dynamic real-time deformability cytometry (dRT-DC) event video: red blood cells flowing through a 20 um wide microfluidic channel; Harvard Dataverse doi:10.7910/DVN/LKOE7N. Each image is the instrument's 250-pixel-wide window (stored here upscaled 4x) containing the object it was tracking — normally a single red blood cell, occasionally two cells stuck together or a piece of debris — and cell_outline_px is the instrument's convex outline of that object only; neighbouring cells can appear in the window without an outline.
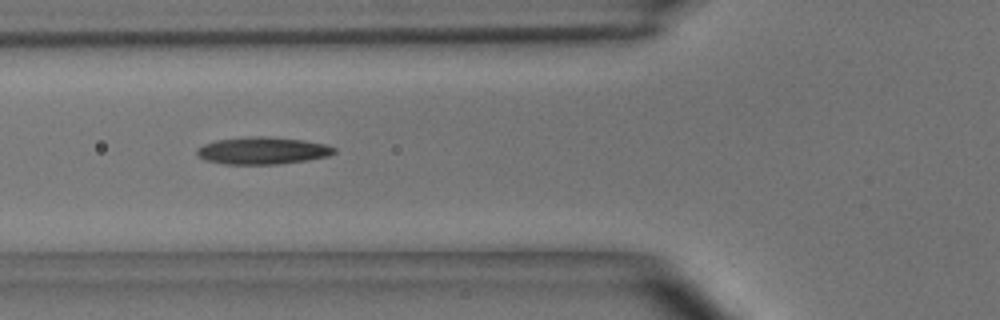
{"species": "common noctule bat (a hibernating species)", "species_latin": "Nyctalus noctula", "temperature_condition": "room temperature", "stored_images_in_passage": 8, "camera_frame_rate_fps": 3000, "um_per_image_px": 0.085, "animal": {"sex": "male", "body_mass_g": 15.6}, "frame": {"image": 1, "passage_image": 5, "time_ms": 1.333, "image_size_px": [1000, 320], "cell_outline_px": [[336, 152], [328, 156], [308, 160], [280, 164], [224, 164], [204, 160], [196, 156], [196, 152], [204, 144], [216, 140], [248, 136], [264, 136], [304, 140], [324, 144], [336, 148]], "centroid_in_image_um": [22.31, 12.81], "position_along_channel_um": 103.5, "area_um2": 21.85}}